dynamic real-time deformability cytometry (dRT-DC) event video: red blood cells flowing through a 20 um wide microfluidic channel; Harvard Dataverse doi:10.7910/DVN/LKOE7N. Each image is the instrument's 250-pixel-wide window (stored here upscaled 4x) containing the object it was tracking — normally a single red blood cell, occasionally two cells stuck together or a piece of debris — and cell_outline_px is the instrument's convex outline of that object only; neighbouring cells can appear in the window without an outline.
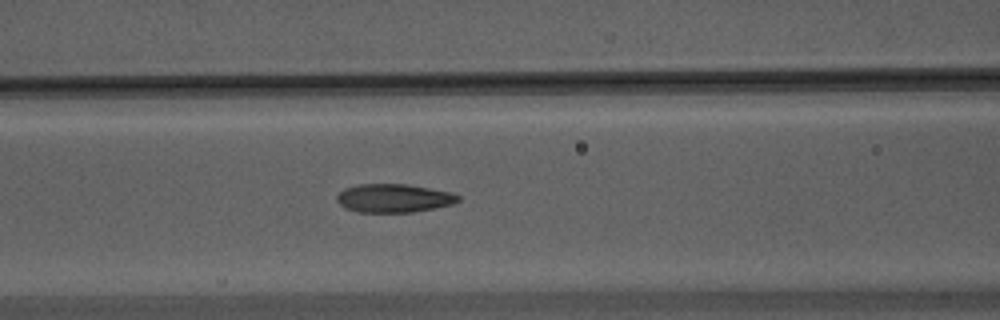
{"species": "Egyptian fruit bat (a non-hibernating species)", "species_latin": "Rousettus aegyptiacus", "temperature_condition": "warm", "stored_images_in_passage": 11, "camera_frame_rate_fps": 3000, "um_per_image_px": 0.085, "animal": {"sex": "male"}, "frame": {"image": 1, "passage_image": 7, "time_ms": 2.0, "image_size_px": [1000, 320], "cell_outline_px": [[460, 200], [452, 204], [412, 212], [360, 212], [348, 208], [340, 204], [336, 200], [336, 196], [344, 188], [356, 184], [408, 184], [452, 192], [460, 196]], "centroid_in_image_um": [33.47, 16.83], "position_along_channel_um": 133.1, "area_um2": 20.06}}
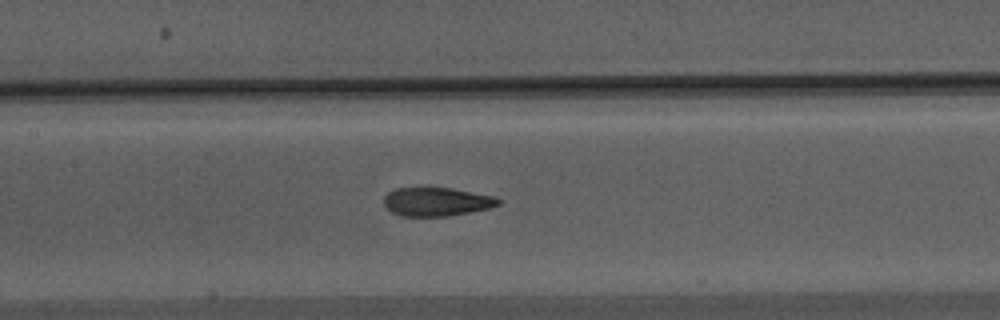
{"frame": {"image": 2, "passage_image": 10, "time_ms": 3.0, "image_size_px": [1000, 320], "cell_outline_px": [[500, 204], [492, 208], [472, 212], [448, 216], [400, 216], [392, 212], [384, 204], [384, 196], [388, 192], [396, 188], [452, 188], [496, 196], [500, 200]], "centroid_in_image_um": [37.15, 17.15], "position_along_channel_um": 170.2, "area_um2": 19.25}}